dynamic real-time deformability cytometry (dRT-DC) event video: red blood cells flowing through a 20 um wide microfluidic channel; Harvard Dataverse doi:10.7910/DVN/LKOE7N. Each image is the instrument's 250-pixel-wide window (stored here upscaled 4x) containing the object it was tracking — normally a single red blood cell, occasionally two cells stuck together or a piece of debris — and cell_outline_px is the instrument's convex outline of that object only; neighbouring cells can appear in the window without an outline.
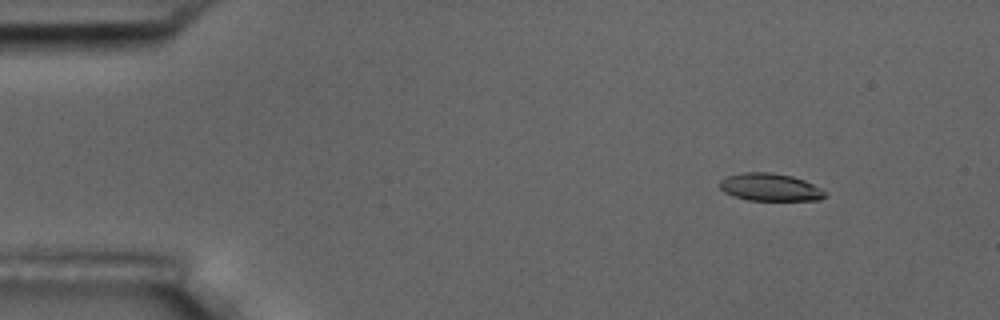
{"species": "common noctule bat (a hibernating species)", "species_latin": "Nyctalus noctula", "temperature_condition": "room temperature", "stored_images_in_passage": 4, "camera_frame_rate_fps": 3000, "um_per_image_px": 0.085, "animal": {"sex": "male", "body_mass_g": 17.5, "forearm_length_mm": 52.3}, "frame": {"image": 1, "passage_image": 1, "time_ms": 0.0, "image_size_px": [1000, 320], "cell_outline_px": [[828, 196], [820, 200], [748, 200], [724, 192], [720, 188], [720, 180], [728, 176], [744, 172], [772, 172], [792, 176], [804, 180], [828, 192]], "centroid_in_image_um": [65.5, 15.91], "position_along_channel_um": 19.5, "area_um2": 16.94}}
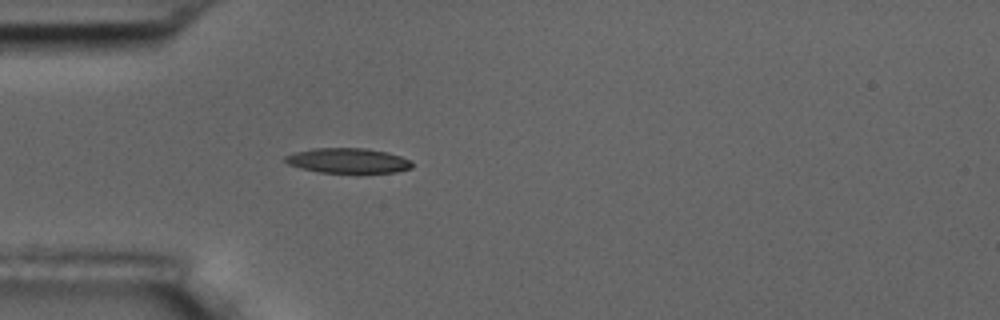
{"frame": {"image": 2, "passage_image": 4, "time_ms": 3.333, "image_size_px": [1000, 320], "cell_outline_px": [[412, 168], [396, 172], [320, 172], [300, 168], [288, 164], [284, 160], [284, 156], [296, 152], [312, 148], [364, 148], [388, 152], [412, 160]], "centroid_in_image_um": [29.58, 13.64], "position_along_channel_um": 55.4, "area_um2": 18.38}}